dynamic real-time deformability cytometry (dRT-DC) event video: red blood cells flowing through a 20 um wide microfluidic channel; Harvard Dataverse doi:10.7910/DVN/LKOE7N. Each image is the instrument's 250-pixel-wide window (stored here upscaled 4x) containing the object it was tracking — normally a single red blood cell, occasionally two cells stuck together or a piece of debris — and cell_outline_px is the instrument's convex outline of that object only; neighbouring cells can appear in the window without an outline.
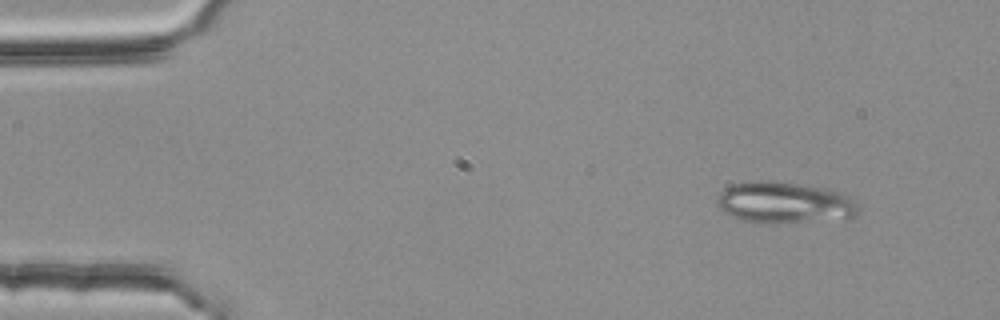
{"species": "common noctule bat (a hibernating species)", "species_latin": "Nyctalus noctula", "temperature_condition": "room temperature", "stored_images_in_passage": 5, "segment_of_instrument_passage": [2, 2], "camera_frame_rate_fps": 3000, "um_per_image_px": 0.085, "animal": {"sex": "female", "body_mass_g": 25.1}, "frame": {"image": 1, "passage_image": 5, "time_ms": 1.333, "image_size_px": [1000, 320], "cell_outline_px": [[860, 208], [852, 216], [768, 224], [760, 224], [740, 220], [724, 212], [716, 204], [716, 200], [720, 192], [724, 188], [732, 184], [756, 180], [768, 180], [824, 188], [848, 196]], "centroid_in_image_um": [66.54, 17.21], "position_along_channel_um": 18.5, "area_um2": 33.47}}